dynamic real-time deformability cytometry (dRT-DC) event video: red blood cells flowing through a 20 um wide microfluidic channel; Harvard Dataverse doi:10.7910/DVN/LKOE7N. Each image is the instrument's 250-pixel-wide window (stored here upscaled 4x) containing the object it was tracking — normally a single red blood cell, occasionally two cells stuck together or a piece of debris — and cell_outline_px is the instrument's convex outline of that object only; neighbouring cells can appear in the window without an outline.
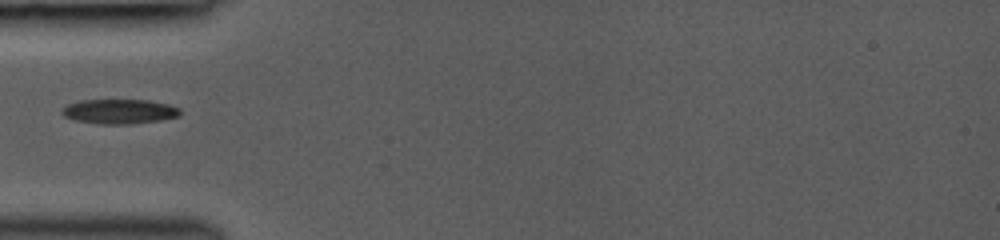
{"species": "common noctule bat (a hibernating species)", "species_latin": "Nyctalus noctula", "temperature_condition": "room temperature", "stored_images_in_passage": 30, "camera_frame_rate_fps": 3000, "um_per_image_px": 0.085, "animal": {"sex": "female", "body_mass_g": 19.0, "forearm_length_mm": 53.3}, "frame": {"image": 1, "passage_image": 1, "time_ms": 0.0, "image_size_px": [1000, 240], "cell_outline_px": [[180, 116], [160, 120], [132, 124], [100, 124], [72, 120], [64, 116], [60, 112], [60, 108], [68, 104], [80, 100], [148, 100], [168, 104], [180, 108]], "centroid_in_image_um": [10.11, 9.48], "position_along_channel_um": 74.9, "area_um2": 17.17}}
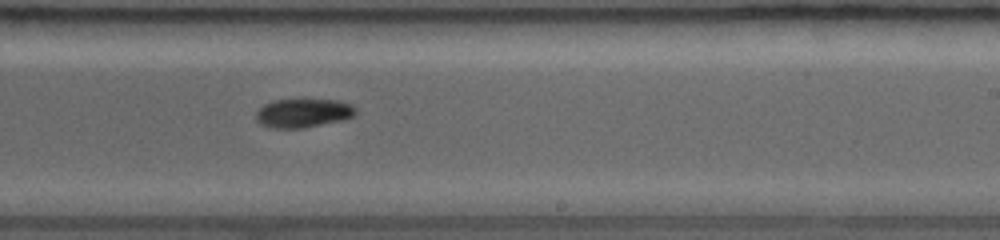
{"frame": {"image": 2, "passage_image": 14, "time_ms": 4.333, "image_size_px": [1000, 240], "cell_outline_px": [[356, 112], [352, 116], [344, 120], [304, 128], [272, 128], [260, 124], [256, 120], [256, 112], [264, 104], [272, 100], [336, 100], [352, 104], [356, 108]], "centroid_in_image_um": [25.76, 9.62], "position_along_channel_um": 263.2, "area_um2": 16.76}}
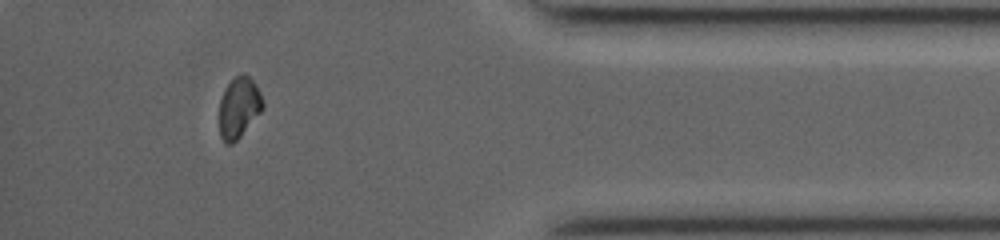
{"frame": {"image": 3, "passage_image": 26, "time_ms": 8.333, "image_size_px": [1000, 240], "cell_outline_px": [[264, 108], [240, 136], [232, 144], [224, 144], [220, 136], [220, 100], [224, 88], [236, 76], [244, 72], [256, 84], [264, 100]], "centroid_in_image_um": [20.31, 9.13], "position_along_channel_um": 414.9, "area_um2": 15.43}}